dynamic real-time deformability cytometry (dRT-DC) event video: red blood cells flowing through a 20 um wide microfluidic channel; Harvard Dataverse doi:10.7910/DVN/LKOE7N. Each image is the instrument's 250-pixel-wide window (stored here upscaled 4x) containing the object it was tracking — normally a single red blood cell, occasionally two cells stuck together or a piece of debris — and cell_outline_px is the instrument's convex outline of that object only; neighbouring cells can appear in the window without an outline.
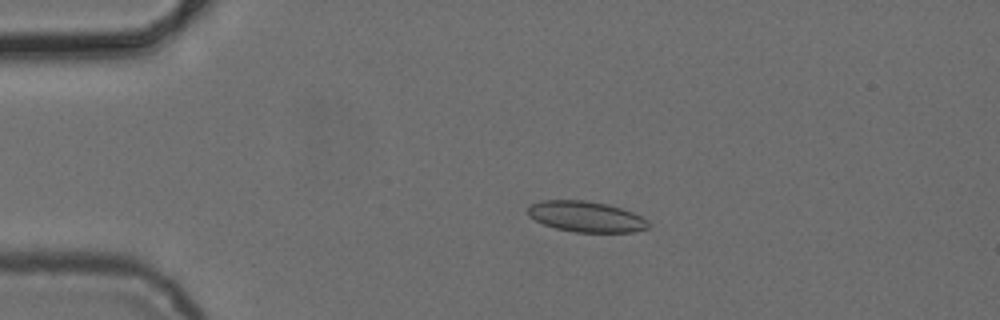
{"species": "common noctule bat (a hibernating species)", "species_latin": "Nyctalus noctula", "temperature_condition": "cold", "stored_images_in_passage": 2, "camera_frame_rate_fps": 3000, "um_per_image_px": 0.085, "animal": {"sex": "female", "body_mass_g": 24.6, "forearm_length_mm": 56.2}, "frame": {"image": 1, "passage_image": 1, "time_ms": 0.0, "image_size_px": [1000, 320], "cell_outline_px": [[652, 224], [648, 228], [636, 232], [576, 232], [556, 228], [544, 224], [528, 216], [528, 208], [532, 204], [544, 200], [584, 200], [608, 204], [632, 212], [648, 220]], "centroid_in_image_um": [49.86, 18.42], "position_along_channel_um": 35.1, "area_um2": 21.56}}